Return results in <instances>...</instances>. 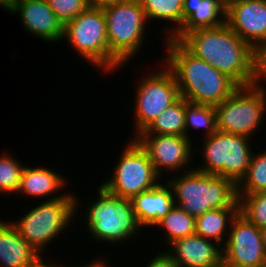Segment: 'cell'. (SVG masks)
I'll return each mask as SVG.
<instances>
[{"mask_svg":"<svg viewBox=\"0 0 266 267\" xmlns=\"http://www.w3.org/2000/svg\"><path fill=\"white\" fill-rule=\"evenodd\" d=\"M135 139L147 152L162 179L164 176H171V173H184L194 169V165L191 167L193 162L196 163L194 138L191 141L185 136L139 134Z\"/></svg>","mask_w":266,"mask_h":267,"instance_id":"12","label":"cell"},{"mask_svg":"<svg viewBox=\"0 0 266 267\" xmlns=\"http://www.w3.org/2000/svg\"><path fill=\"white\" fill-rule=\"evenodd\" d=\"M256 267H266V261L263 264H260V265H258Z\"/></svg>","mask_w":266,"mask_h":267,"instance_id":"38","label":"cell"},{"mask_svg":"<svg viewBox=\"0 0 266 267\" xmlns=\"http://www.w3.org/2000/svg\"><path fill=\"white\" fill-rule=\"evenodd\" d=\"M239 213V207H225L207 211L195 218V234L225 245L230 225Z\"/></svg>","mask_w":266,"mask_h":267,"instance_id":"21","label":"cell"},{"mask_svg":"<svg viewBox=\"0 0 266 267\" xmlns=\"http://www.w3.org/2000/svg\"><path fill=\"white\" fill-rule=\"evenodd\" d=\"M152 72H145L144 76L137 79L135 83V99L133 103V133L131 138H135L143 132L166 108L177 102L180 90L173 73L164 65ZM147 74V75H146ZM137 89V90H136Z\"/></svg>","mask_w":266,"mask_h":267,"instance_id":"10","label":"cell"},{"mask_svg":"<svg viewBox=\"0 0 266 267\" xmlns=\"http://www.w3.org/2000/svg\"><path fill=\"white\" fill-rule=\"evenodd\" d=\"M105 255H107V254H104L103 256L102 255L100 256V254L98 256L96 255V257L91 258L92 261L89 260V263L87 261V263H85V264L83 263V265H81V264L79 266L71 265V267H111L110 264H112V263L109 262L110 260H108V256H107V258L104 257Z\"/></svg>","mask_w":266,"mask_h":267,"instance_id":"33","label":"cell"},{"mask_svg":"<svg viewBox=\"0 0 266 267\" xmlns=\"http://www.w3.org/2000/svg\"><path fill=\"white\" fill-rule=\"evenodd\" d=\"M226 0H183V25L171 38L179 41L186 33L226 24Z\"/></svg>","mask_w":266,"mask_h":267,"instance_id":"18","label":"cell"},{"mask_svg":"<svg viewBox=\"0 0 266 267\" xmlns=\"http://www.w3.org/2000/svg\"><path fill=\"white\" fill-rule=\"evenodd\" d=\"M239 213L258 228L266 227V191L238 195Z\"/></svg>","mask_w":266,"mask_h":267,"instance_id":"28","label":"cell"},{"mask_svg":"<svg viewBox=\"0 0 266 267\" xmlns=\"http://www.w3.org/2000/svg\"><path fill=\"white\" fill-rule=\"evenodd\" d=\"M75 196L76 194L71 191L67 197L36 201L38 203L21 214L17 221L8 220L29 245L40 255H45L46 247L50 244L55 245L54 240H57L56 238L61 234L62 237L66 236L62 232L65 233L68 228L71 229L72 224L76 223Z\"/></svg>","mask_w":266,"mask_h":267,"instance_id":"5","label":"cell"},{"mask_svg":"<svg viewBox=\"0 0 266 267\" xmlns=\"http://www.w3.org/2000/svg\"><path fill=\"white\" fill-rule=\"evenodd\" d=\"M107 41L110 52L123 64H129L143 49L148 21L137 0H120L106 5Z\"/></svg>","mask_w":266,"mask_h":267,"instance_id":"8","label":"cell"},{"mask_svg":"<svg viewBox=\"0 0 266 267\" xmlns=\"http://www.w3.org/2000/svg\"><path fill=\"white\" fill-rule=\"evenodd\" d=\"M46 259H48V257L45 258L44 255L43 256L40 255L33 263H31L27 267H71V265L67 266L64 263L63 264L62 263L60 264V262L56 263L57 260L54 261L53 258H49L48 260H46ZM50 259H52V260H50ZM49 260L52 262H50Z\"/></svg>","mask_w":266,"mask_h":267,"instance_id":"32","label":"cell"},{"mask_svg":"<svg viewBox=\"0 0 266 267\" xmlns=\"http://www.w3.org/2000/svg\"><path fill=\"white\" fill-rule=\"evenodd\" d=\"M222 250L223 261L229 267H256L266 261L261 229L240 213L230 225Z\"/></svg>","mask_w":266,"mask_h":267,"instance_id":"13","label":"cell"},{"mask_svg":"<svg viewBox=\"0 0 266 267\" xmlns=\"http://www.w3.org/2000/svg\"><path fill=\"white\" fill-rule=\"evenodd\" d=\"M171 175L164 180L172 190L175 205L194 218L214 209L239 207L237 184L231 179L195 169Z\"/></svg>","mask_w":266,"mask_h":267,"instance_id":"4","label":"cell"},{"mask_svg":"<svg viewBox=\"0 0 266 267\" xmlns=\"http://www.w3.org/2000/svg\"><path fill=\"white\" fill-rule=\"evenodd\" d=\"M120 156L111 167L113 173L101 185L111 194L129 198L158 185L163 179L156 172L147 152L135 138H128Z\"/></svg>","mask_w":266,"mask_h":267,"instance_id":"11","label":"cell"},{"mask_svg":"<svg viewBox=\"0 0 266 267\" xmlns=\"http://www.w3.org/2000/svg\"><path fill=\"white\" fill-rule=\"evenodd\" d=\"M68 185L67 178L59 171L49 166H24L21 173L20 185L16 197L32 198L41 201L54 200L67 197L71 192L65 191ZM61 190H63L61 192ZM61 192V193H60ZM19 194V195H18ZM50 197V198H49ZM41 198V199H40Z\"/></svg>","mask_w":266,"mask_h":267,"instance_id":"17","label":"cell"},{"mask_svg":"<svg viewBox=\"0 0 266 267\" xmlns=\"http://www.w3.org/2000/svg\"><path fill=\"white\" fill-rule=\"evenodd\" d=\"M162 63L173 73L180 96L189 103L218 105L239 86L209 63L195 57L179 41L165 39Z\"/></svg>","mask_w":266,"mask_h":267,"instance_id":"1","label":"cell"},{"mask_svg":"<svg viewBox=\"0 0 266 267\" xmlns=\"http://www.w3.org/2000/svg\"><path fill=\"white\" fill-rule=\"evenodd\" d=\"M95 196L97 197L89 203H84V201L82 203L78 194L75 196V218L80 219L77 214L79 210H83L80 209L83 204L85 213L82 214L84 215L82 219L86 229L84 231H88L87 235L89 234L92 241L103 242L105 247L106 244L115 245L116 248V245H126L129 240L138 238L140 231L141 233L144 231L138 223L131 199L113 195L101 184L98 185Z\"/></svg>","mask_w":266,"mask_h":267,"instance_id":"3","label":"cell"},{"mask_svg":"<svg viewBox=\"0 0 266 267\" xmlns=\"http://www.w3.org/2000/svg\"><path fill=\"white\" fill-rule=\"evenodd\" d=\"M10 14H19L26 33L48 43H60L64 26L49 7L46 0H14Z\"/></svg>","mask_w":266,"mask_h":267,"instance_id":"15","label":"cell"},{"mask_svg":"<svg viewBox=\"0 0 266 267\" xmlns=\"http://www.w3.org/2000/svg\"><path fill=\"white\" fill-rule=\"evenodd\" d=\"M192 130H200L204 137H209L217 131L214 106L193 104L185 99V137L191 141Z\"/></svg>","mask_w":266,"mask_h":267,"instance_id":"25","label":"cell"},{"mask_svg":"<svg viewBox=\"0 0 266 267\" xmlns=\"http://www.w3.org/2000/svg\"><path fill=\"white\" fill-rule=\"evenodd\" d=\"M14 0H0V8L4 9L8 13L13 7Z\"/></svg>","mask_w":266,"mask_h":267,"instance_id":"35","label":"cell"},{"mask_svg":"<svg viewBox=\"0 0 266 267\" xmlns=\"http://www.w3.org/2000/svg\"><path fill=\"white\" fill-rule=\"evenodd\" d=\"M261 149L254 150L247 173L237 184L238 195L266 191V149Z\"/></svg>","mask_w":266,"mask_h":267,"instance_id":"26","label":"cell"},{"mask_svg":"<svg viewBox=\"0 0 266 267\" xmlns=\"http://www.w3.org/2000/svg\"><path fill=\"white\" fill-rule=\"evenodd\" d=\"M9 152L0 154V194L16 195L20 185L24 162Z\"/></svg>","mask_w":266,"mask_h":267,"instance_id":"27","label":"cell"},{"mask_svg":"<svg viewBox=\"0 0 266 267\" xmlns=\"http://www.w3.org/2000/svg\"><path fill=\"white\" fill-rule=\"evenodd\" d=\"M63 39L67 40L68 45L75 49L82 60L91 67L102 69L99 71L104 72V75L115 73L124 67L109 50L106 18L102 7L89 6L68 22L64 26Z\"/></svg>","mask_w":266,"mask_h":267,"instance_id":"6","label":"cell"},{"mask_svg":"<svg viewBox=\"0 0 266 267\" xmlns=\"http://www.w3.org/2000/svg\"><path fill=\"white\" fill-rule=\"evenodd\" d=\"M265 82H266V40H263L253 48V84L265 86L266 85Z\"/></svg>","mask_w":266,"mask_h":267,"instance_id":"30","label":"cell"},{"mask_svg":"<svg viewBox=\"0 0 266 267\" xmlns=\"http://www.w3.org/2000/svg\"><path fill=\"white\" fill-rule=\"evenodd\" d=\"M143 8L147 21H163L169 26L164 39L172 38L183 25V0H137ZM168 21V22H167ZM169 23V24H168ZM171 27V28H170Z\"/></svg>","mask_w":266,"mask_h":267,"instance_id":"22","label":"cell"},{"mask_svg":"<svg viewBox=\"0 0 266 267\" xmlns=\"http://www.w3.org/2000/svg\"><path fill=\"white\" fill-rule=\"evenodd\" d=\"M131 202L138 223L144 230L153 229L175 205L172 190L164 179L152 189L133 196Z\"/></svg>","mask_w":266,"mask_h":267,"instance_id":"19","label":"cell"},{"mask_svg":"<svg viewBox=\"0 0 266 267\" xmlns=\"http://www.w3.org/2000/svg\"><path fill=\"white\" fill-rule=\"evenodd\" d=\"M212 267H229V266L222 260L220 263Z\"/></svg>","mask_w":266,"mask_h":267,"instance_id":"37","label":"cell"},{"mask_svg":"<svg viewBox=\"0 0 266 267\" xmlns=\"http://www.w3.org/2000/svg\"><path fill=\"white\" fill-rule=\"evenodd\" d=\"M158 229L161 231L163 244L168 248L174 240L195 234V218L174 205L169 213L153 227V230Z\"/></svg>","mask_w":266,"mask_h":267,"instance_id":"23","label":"cell"},{"mask_svg":"<svg viewBox=\"0 0 266 267\" xmlns=\"http://www.w3.org/2000/svg\"><path fill=\"white\" fill-rule=\"evenodd\" d=\"M179 42L195 57L227 75L238 86L253 84V48L227 24L192 30Z\"/></svg>","mask_w":266,"mask_h":267,"instance_id":"2","label":"cell"},{"mask_svg":"<svg viewBox=\"0 0 266 267\" xmlns=\"http://www.w3.org/2000/svg\"><path fill=\"white\" fill-rule=\"evenodd\" d=\"M140 134H159L185 136V99L180 98L166 108Z\"/></svg>","mask_w":266,"mask_h":267,"instance_id":"24","label":"cell"},{"mask_svg":"<svg viewBox=\"0 0 266 267\" xmlns=\"http://www.w3.org/2000/svg\"><path fill=\"white\" fill-rule=\"evenodd\" d=\"M199 138L203 139L200 141L201 149L197 145L194 150L196 155L202 154V163L194 165V169L226 177L238 184L246 175L255 150L251 138L218 130L209 137L202 138L200 134Z\"/></svg>","mask_w":266,"mask_h":267,"instance_id":"7","label":"cell"},{"mask_svg":"<svg viewBox=\"0 0 266 267\" xmlns=\"http://www.w3.org/2000/svg\"><path fill=\"white\" fill-rule=\"evenodd\" d=\"M226 24L254 48L266 40V0L227 1Z\"/></svg>","mask_w":266,"mask_h":267,"instance_id":"14","label":"cell"},{"mask_svg":"<svg viewBox=\"0 0 266 267\" xmlns=\"http://www.w3.org/2000/svg\"><path fill=\"white\" fill-rule=\"evenodd\" d=\"M261 237H262V242L266 251V227L261 228Z\"/></svg>","mask_w":266,"mask_h":267,"instance_id":"36","label":"cell"},{"mask_svg":"<svg viewBox=\"0 0 266 267\" xmlns=\"http://www.w3.org/2000/svg\"><path fill=\"white\" fill-rule=\"evenodd\" d=\"M160 248L156 255L153 257L151 256V260L147 261L149 263L145 264L144 267H176V264L173 262V260ZM143 267V266H142Z\"/></svg>","mask_w":266,"mask_h":267,"instance_id":"31","label":"cell"},{"mask_svg":"<svg viewBox=\"0 0 266 267\" xmlns=\"http://www.w3.org/2000/svg\"><path fill=\"white\" fill-rule=\"evenodd\" d=\"M218 131L253 138L262 130L266 115V86H239L221 104L215 105ZM264 121V122H263Z\"/></svg>","mask_w":266,"mask_h":267,"instance_id":"9","label":"cell"},{"mask_svg":"<svg viewBox=\"0 0 266 267\" xmlns=\"http://www.w3.org/2000/svg\"><path fill=\"white\" fill-rule=\"evenodd\" d=\"M39 256L8 219H0V267H27Z\"/></svg>","mask_w":266,"mask_h":267,"instance_id":"20","label":"cell"},{"mask_svg":"<svg viewBox=\"0 0 266 267\" xmlns=\"http://www.w3.org/2000/svg\"><path fill=\"white\" fill-rule=\"evenodd\" d=\"M58 20L65 26L89 7L87 0H46Z\"/></svg>","mask_w":266,"mask_h":267,"instance_id":"29","label":"cell"},{"mask_svg":"<svg viewBox=\"0 0 266 267\" xmlns=\"http://www.w3.org/2000/svg\"><path fill=\"white\" fill-rule=\"evenodd\" d=\"M89 3V6L93 7H104L106 5L112 4L116 1L120 0H87Z\"/></svg>","mask_w":266,"mask_h":267,"instance_id":"34","label":"cell"},{"mask_svg":"<svg viewBox=\"0 0 266 267\" xmlns=\"http://www.w3.org/2000/svg\"><path fill=\"white\" fill-rule=\"evenodd\" d=\"M168 246L164 252L176 267H212L223 260L222 246L197 234L174 240Z\"/></svg>","mask_w":266,"mask_h":267,"instance_id":"16","label":"cell"}]
</instances>
